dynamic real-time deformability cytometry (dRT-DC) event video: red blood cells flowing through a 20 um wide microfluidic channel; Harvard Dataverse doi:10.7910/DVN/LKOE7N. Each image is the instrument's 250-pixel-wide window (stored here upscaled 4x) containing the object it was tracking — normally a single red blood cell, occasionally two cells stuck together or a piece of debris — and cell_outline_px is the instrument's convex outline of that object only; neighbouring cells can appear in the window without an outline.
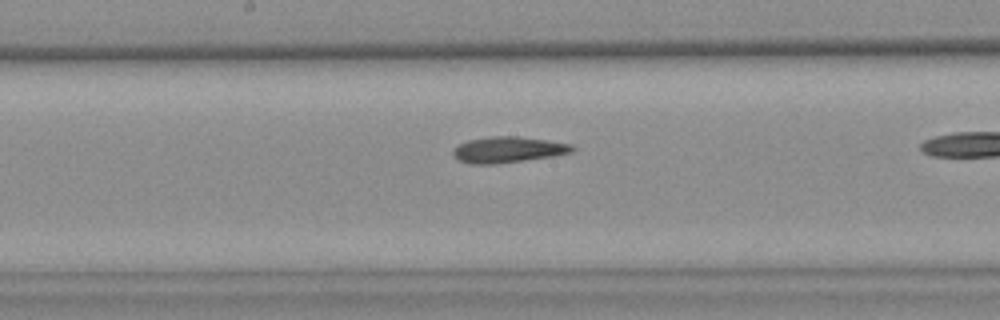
{"species": "common noctule bat (a hibernating species)", "species_latin": "Nyctalus noctula", "temperature_condition": "warm", "stored_images_in_passage": 33, "camera_frame_rate_fps": 3000, "um_per_image_px": 0.085, "animal": {"sex": "female", "body_mass_g": 25.1}, "frame": {"image": 1, "passage_image": 19, "time_ms": 6.0, "image_size_px": [1000, 320], "cell_outline_px": [[576, 148], [572, 152], [552, 156], [496, 164], [468, 164], [452, 156], [452, 148], [456, 144], [468, 140], [492, 136], [516, 136], [572, 144]], "centroid_in_image_um": [43.11, 12.72], "position_along_channel_um": 205.1, "area_um2": 18.09}}